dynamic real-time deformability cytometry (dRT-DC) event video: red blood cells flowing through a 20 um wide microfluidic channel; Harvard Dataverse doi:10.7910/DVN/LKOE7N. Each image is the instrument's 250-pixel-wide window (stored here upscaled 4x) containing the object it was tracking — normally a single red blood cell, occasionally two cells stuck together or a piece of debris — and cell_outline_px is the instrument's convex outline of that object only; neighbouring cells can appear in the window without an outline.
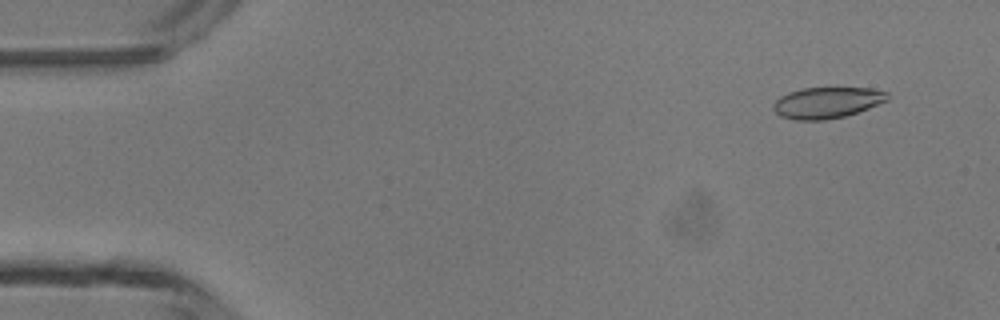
{"species": "common noctule bat (a hibernating species)", "species_latin": "Nyctalus noctula", "temperature_condition": "room temperature", "stored_images_in_passage": 11, "camera_frame_rate_fps": 3000, "um_per_image_px": 0.085, "animal": {"sex": "male", "body_mass_g": 13.3}, "frame": {"image": 1, "passage_image": 4, "time_ms": 1.0, "image_size_px": [1000, 320], "cell_outline_px": [[888, 100], [868, 108], [844, 116], [824, 120], [796, 120], [780, 116], [772, 108], [772, 104], [780, 96], [788, 92], [804, 88], [868, 88], [888, 92]], "centroid_in_image_um": [70.26, 8.72], "position_along_channel_um": 14.7, "area_um2": 20.58}}